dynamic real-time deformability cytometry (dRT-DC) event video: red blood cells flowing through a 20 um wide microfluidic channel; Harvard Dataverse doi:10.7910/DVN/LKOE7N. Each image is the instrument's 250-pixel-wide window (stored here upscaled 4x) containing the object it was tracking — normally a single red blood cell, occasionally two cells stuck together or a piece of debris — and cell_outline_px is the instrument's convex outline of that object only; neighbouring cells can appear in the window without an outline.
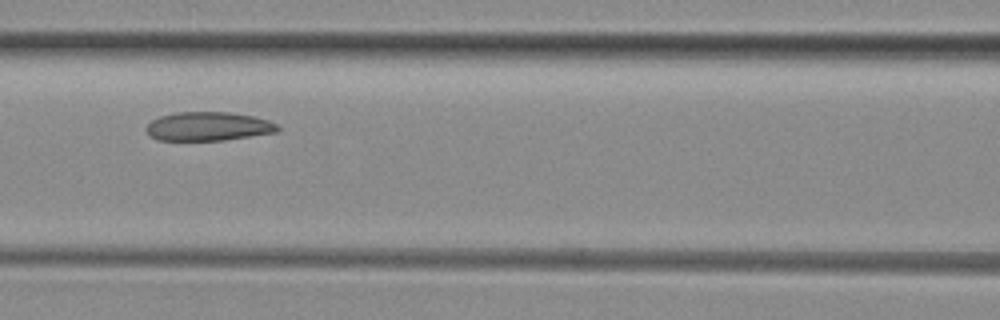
{"species": "common noctule bat (a hibernating species)", "species_latin": "Nyctalus noctula", "temperature_condition": "room temperature", "stored_images_in_passage": 6, "camera_frame_rate_fps": 3000, "um_per_image_px": 0.085, "animal": {"sex": "female", "body_mass_g": 29.2, "forearm_length_mm": 56.3}, "frame": {"image": 1, "passage_image": 6, "time_ms": 6.0, "image_size_px": [1000, 320], "cell_outline_px": [[280, 128], [276, 132], [224, 140], [156, 140], [144, 128], [152, 120], [160, 116], [176, 112], [228, 112], [256, 116], [268, 120], [276, 124]], "centroid_in_image_um": [17.7, 10.73], "position_along_channel_um": 148.9, "area_um2": 22.02}}